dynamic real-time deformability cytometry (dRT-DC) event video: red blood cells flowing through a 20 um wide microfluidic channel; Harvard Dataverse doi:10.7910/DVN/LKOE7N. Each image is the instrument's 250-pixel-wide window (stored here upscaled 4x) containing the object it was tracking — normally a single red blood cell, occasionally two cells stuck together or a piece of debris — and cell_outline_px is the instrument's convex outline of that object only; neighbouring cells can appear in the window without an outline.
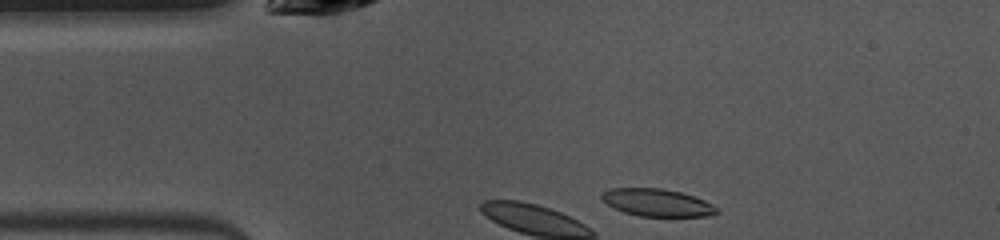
{"species": "common noctule bat (a hibernating species)", "species_latin": "Nyctalus noctula", "temperature_condition": "warm", "stored_images_in_passage": 41, "camera_frame_rate_fps": 3000, "um_per_image_px": 0.085, "animal": {"sex": "female", "body_mass_g": 10.0, "forearm_length_mm": 53.1}, "frame": {"image": 1, "passage_image": 1, "time_ms": 0.0, "image_size_px": [1000, 240], "cell_outline_px": [[720, 212], [712, 216], [640, 216], [624, 212], [608, 204], [600, 196], [600, 192], [608, 188], [660, 188], [680, 192], [704, 200], [712, 204]], "centroid_in_image_um": [55.85, 17.22], "position_along_channel_um": 29.2, "area_um2": 18.32}, "authors_computed_cell_mechanics": {"area_um2": 19.1896, "velocity_mm_per_s": 3.93, "shape_relaxation_time_tau1_ms": 1.8591, "shape_relaxation_time_tau2_ms": null, "deformation_change_tau1": 0.0641, "deformation_change_tau2": null}}